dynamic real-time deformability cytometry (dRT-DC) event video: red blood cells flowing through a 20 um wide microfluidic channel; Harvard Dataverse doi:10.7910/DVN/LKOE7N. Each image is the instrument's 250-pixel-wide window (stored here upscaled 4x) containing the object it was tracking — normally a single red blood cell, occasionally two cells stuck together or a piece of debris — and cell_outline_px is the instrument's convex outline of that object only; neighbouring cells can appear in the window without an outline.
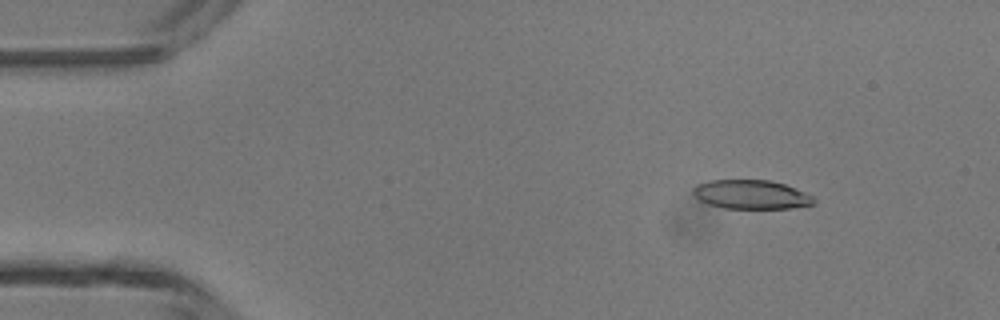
{"species": "common noctule bat (a hibernating species)", "species_latin": "Nyctalus noctula", "temperature_condition": "room temperature", "stored_images_in_passage": 45, "camera_frame_rate_fps": 3000, "um_per_image_px": 0.085, "animal": {"sex": "male", "body_mass_g": 13.3}, "frame": {"image": 1, "passage_image": 4, "time_ms": 1.0, "image_size_px": [1000, 320], "cell_outline_px": [[816, 200], [812, 204], [792, 208], [724, 208], [708, 204], [700, 200], [692, 192], [692, 188], [696, 184], [708, 180], [768, 180], [784, 184], [804, 192], [812, 196]], "centroid_in_image_um": [63.81, 16.53], "position_along_channel_um": 21.2, "area_um2": 20.29}}
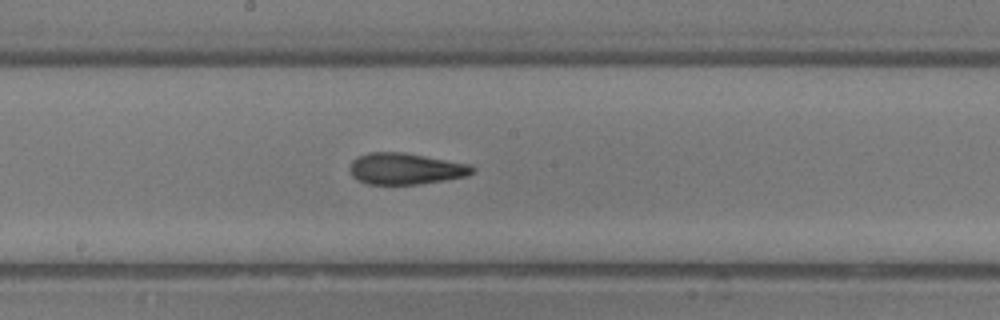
{"frame": {"image": 2, "passage_image": 23, "time_ms": 7.333, "image_size_px": [1000, 320], "cell_outline_px": [[476, 172], [468, 176], [420, 184], [364, 184], [356, 180], [352, 176], [348, 168], [352, 160], [356, 156], [368, 152], [404, 152], [472, 164], [476, 168]], "centroid_in_image_um": [34.48, 14.34], "position_along_channel_um": 213.7, "area_um2": 22.95}}
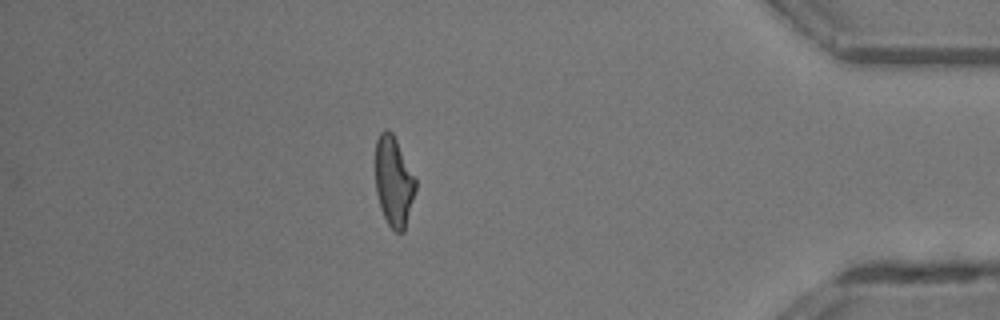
{"frame": {"image": 3, "passage_image": 39, "time_ms": 12.667, "image_size_px": [1000, 320], "cell_outline_px": [[416, 188], [404, 232], [396, 232], [388, 224], [380, 208], [376, 192], [376, 140], [380, 132], [384, 128], [388, 128], [392, 132], [416, 176]], "centroid_in_image_um": [33.47, 15.39], "position_along_channel_um": 401.7, "area_um2": 21.21}, "authors_computed_cell_mechanics": {"area_um2": 21.8484, "velocity_mm_per_s": 4.3634, "shape_relaxation_time_tau1_ms": 6.9962, "shape_relaxation_time_tau2_ms": 2.0395, "deformation_change_tau1": 0.2171, "deformation_change_tau2": 0.1109}}